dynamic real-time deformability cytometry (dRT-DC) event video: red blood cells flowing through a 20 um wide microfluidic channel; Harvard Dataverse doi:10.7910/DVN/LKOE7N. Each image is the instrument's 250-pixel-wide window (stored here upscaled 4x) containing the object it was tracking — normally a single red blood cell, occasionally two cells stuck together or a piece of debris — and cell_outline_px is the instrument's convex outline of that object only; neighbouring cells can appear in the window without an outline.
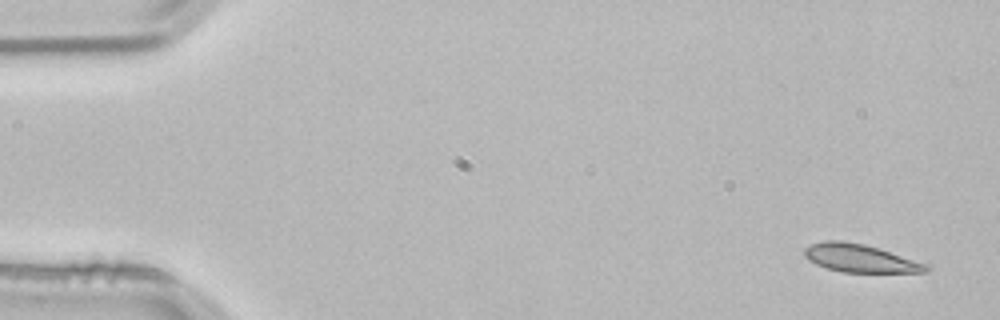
{"species": "common noctule bat (a hibernating species)", "species_latin": "Nyctalus noctula", "temperature_condition": "room temperature", "stored_images_in_passage": 4, "camera_frame_rate_fps": 3000, "um_per_image_px": 0.085, "animal": {"sex": "male", "body_mass_g": 21.5, "forearm_length_mm": 52.0}, "frame": {"image": 1, "passage_image": 1, "time_ms": 0.0, "image_size_px": [1000, 320], "cell_outline_px": [[932, 268], [928, 272], [844, 272], [828, 268], [816, 264], [808, 260], [804, 256], [804, 248], [812, 244], [824, 240], [840, 240], [864, 244], [932, 264]], "centroid_in_image_um": [73.18, 21.95], "position_along_channel_um": 11.8, "area_um2": 20.06}}
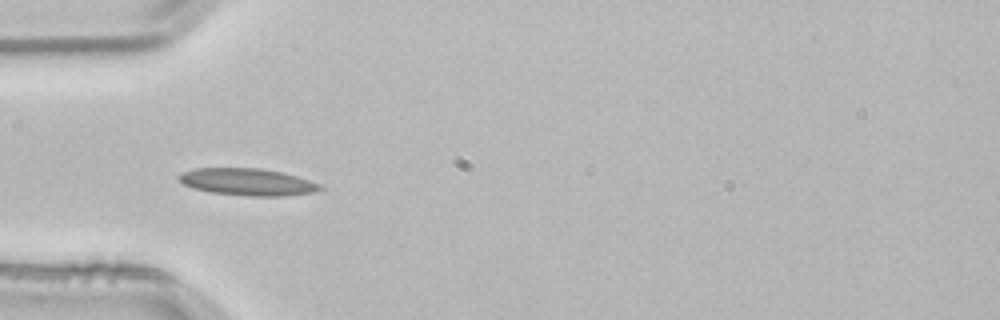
{"frame": {"image": 2, "passage_image": 4, "time_ms": 1.0, "image_size_px": [1000, 320], "cell_outline_px": [[324, 188], [312, 192], [284, 196], [248, 196], [208, 192], [192, 188], [184, 184], [176, 176], [180, 172], [196, 168], [260, 168], [280, 172], [296, 176], [320, 184]], "centroid_in_image_um": [20.98, 15.46], "position_along_channel_um": 64.0, "area_um2": 22.25}}